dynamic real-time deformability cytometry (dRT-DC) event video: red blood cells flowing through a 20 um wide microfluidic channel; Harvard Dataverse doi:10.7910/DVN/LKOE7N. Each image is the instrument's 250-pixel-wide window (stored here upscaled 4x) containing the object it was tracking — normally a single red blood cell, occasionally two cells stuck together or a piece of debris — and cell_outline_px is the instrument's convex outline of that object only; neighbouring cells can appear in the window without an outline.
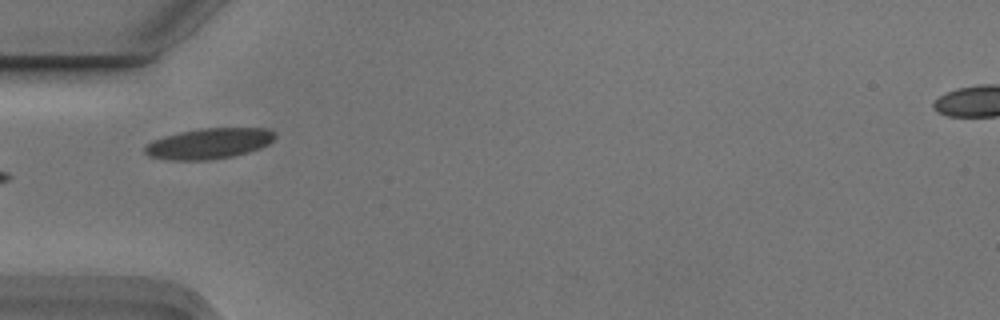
{"species": "Egyptian fruit bat (a non-hibernating species)", "species_latin": "Rousettus aegyptiacus", "temperature_condition": "cold", "stored_images_in_passage": 7, "camera_frame_rate_fps": 3000, "um_per_image_px": 0.085, "animal": {"sex": "male"}, "frame": {"image": 1, "passage_image": 5, "time_ms": 1.333, "image_size_px": [1000, 320], "cell_outline_px": [[276, 136], [268, 144], [260, 148], [248, 152], [232, 156], [208, 160], [164, 160], [148, 156], [144, 152], [144, 148], [152, 140], [164, 136], [180, 132], [200, 128], [264, 128], [276, 132]], "centroid_in_image_um": [17.74, 12.2], "position_along_channel_um": 67.3, "area_um2": 23.29}}
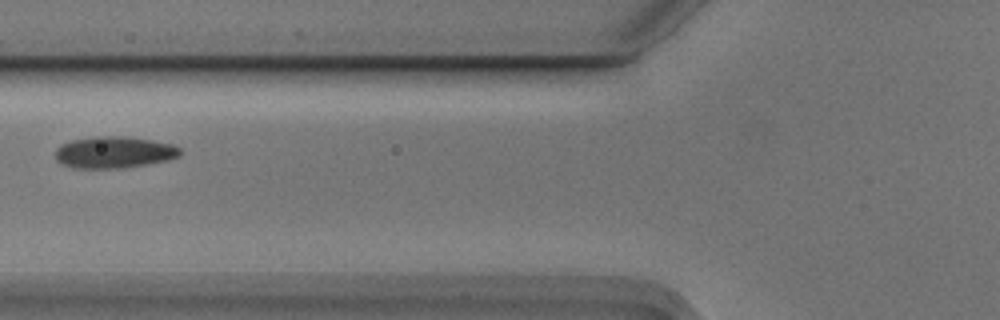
{"frame": {"image": 2, "passage_image": 6, "time_ms": 1.667, "image_size_px": [1000, 320], "cell_outline_px": [[180, 156], [168, 160], [148, 164], [124, 168], [72, 168], [56, 160], [56, 148], [60, 144], [72, 140], [96, 136], [128, 136], [152, 140], [172, 144], [180, 148]], "centroid_in_image_um": [9.7, 12.94], "position_along_channel_um": 116.1, "area_um2": 23.18}}
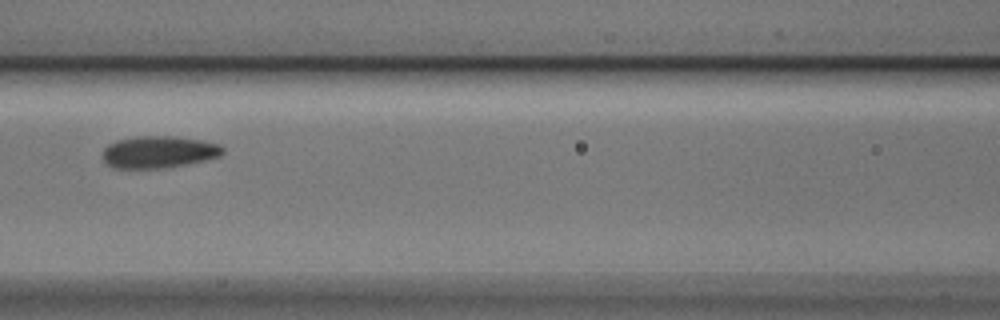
{"frame": {"image": 3, "passage_image": 7, "time_ms": 2.0, "image_size_px": [1000, 320], "cell_outline_px": [[224, 152], [220, 156], [204, 160], [164, 168], [116, 168], [108, 164], [104, 160], [104, 148], [108, 144], [116, 140], [136, 136], [176, 136], [200, 140], [220, 144], [224, 148]], "centroid_in_image_um": [13.5, 12.9], "position_along_channel_um": 153.1, "area_um2": 22.31}}